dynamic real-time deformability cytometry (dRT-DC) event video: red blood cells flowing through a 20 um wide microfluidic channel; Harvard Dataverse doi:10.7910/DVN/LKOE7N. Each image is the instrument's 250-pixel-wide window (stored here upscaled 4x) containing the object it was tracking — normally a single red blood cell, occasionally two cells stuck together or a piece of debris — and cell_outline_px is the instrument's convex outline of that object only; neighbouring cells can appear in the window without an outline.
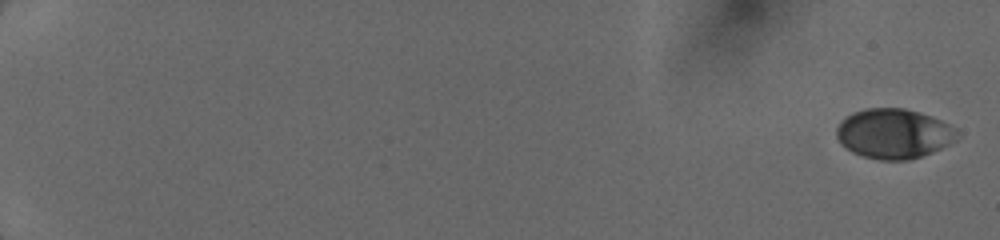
{"species": "human", "species_latin": "Homo sapiens", "temperature_condition": "cold", "stored_images_in_passage": 16, "camera_frame_rate_fps": 3000, "um_per_image_px": 0.085, "donor": {"sex": "female"}, "frame": {"image": 1, "passage_image": 1, "time_ms": 0.0, "image_size_px": [1000, 240], "cell_outline_px": [[960, 136], [956, 140], [932, 152], [908, 160], [880, 160], [864, 156], [852, 152], [840, 144], [836, 136], [836, 128], [852, 112], [864, 108], [904, 108], [920, 112], [932, 116], [956, 128]], "centroid_in_image_um": [75.97, 11.35], "position_along_channel_um": 9.0, "area_um2": 35.03}}
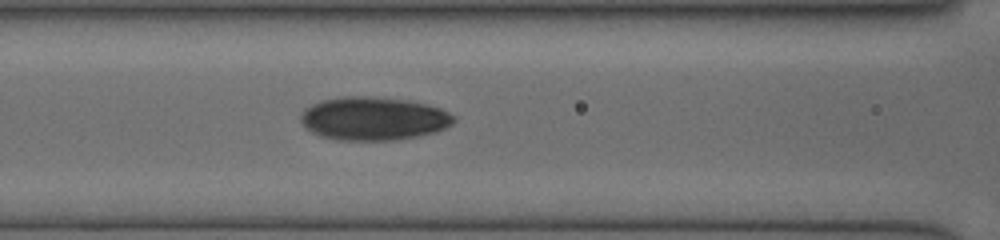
{"frame": {"image": 2, "passage_image": 14, "time_ms": 8.333, "image_size_px": [1000, 240], "cell_outline_px": [[456, 120], [452, 124], [436, 132], [396, 140], [336, 140], [320, 136], [312, 132], [300, 120], [300, 116], [304, 108], [320, 100], [344, 96], [368, 96], [408, 100], [428, 104], [440, 108], [456, 116]], "centroid_in_image_um": [31.75, 10.07], "position_along_channel_um": 134.8, "area_um2": 38.84}}
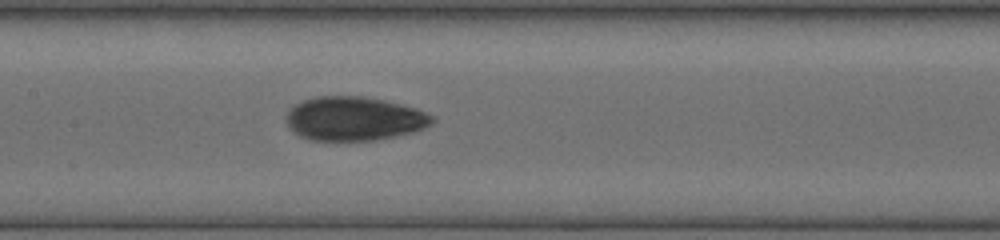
{"frame": {"image": 3, "passage_image": 16, "time_ms": 9.333, "image_size_px": [1000, 240], "cell_outline_px": [[436, 120], [432, 124], [424, 128], [412, 132], [396, 136], [376, 140], [308, 140], [292, 132], [288, 128], [284, 120], [284, 116], [296, 104], [304, 100], [316, 96], [360, 96], [384, 100], [416, 108], [432, 116]], "centroid_in_image_um": [30.07, 10.09], "position_along_channel_um": 177.3, "area_um2": 37.51}}